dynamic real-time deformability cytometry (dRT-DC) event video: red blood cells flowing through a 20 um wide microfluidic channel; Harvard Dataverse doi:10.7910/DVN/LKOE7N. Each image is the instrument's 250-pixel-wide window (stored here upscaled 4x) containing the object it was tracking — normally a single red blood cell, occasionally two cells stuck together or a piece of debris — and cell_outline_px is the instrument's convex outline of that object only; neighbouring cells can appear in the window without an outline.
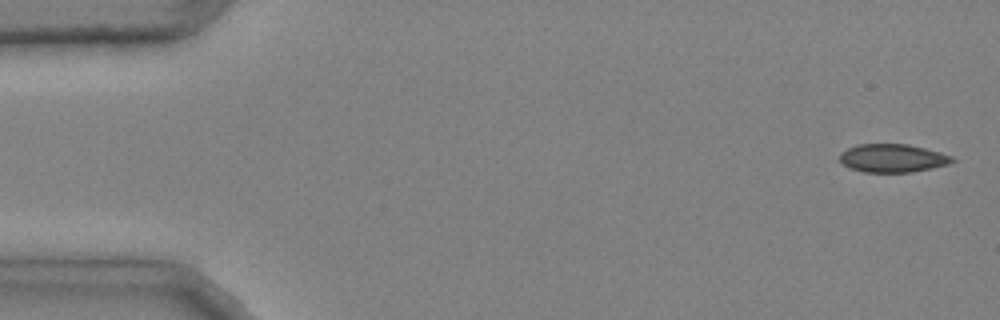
{"species": "common noctule bat (a hibernating species)", "species_latin": "Nyctalus noctula", "temperature_condition": "cold", "stored_images_in_passage": 46, "camera_frame_rate_fps": 3000, "um_per_image_px": 0.085, "animal": {"sex": "male", "body_mass_g": 20.4}, "frame": {"image": 1, "passage_image": 2, "time_ms": 0.333, "image_size_px": [1000, 320], "cell_outline_px": [[956, 160], [948, 164], [932, 168], [912, 172], [864, 172], [848, 168], [840, 164], [840, 152], [856, 144], [908, 144], [940, 152], [952, 156]], "centroid_in_image_um": [75.83, 13.44], "position_along_channel_um": 9.2, "area_um2": 18.67}}
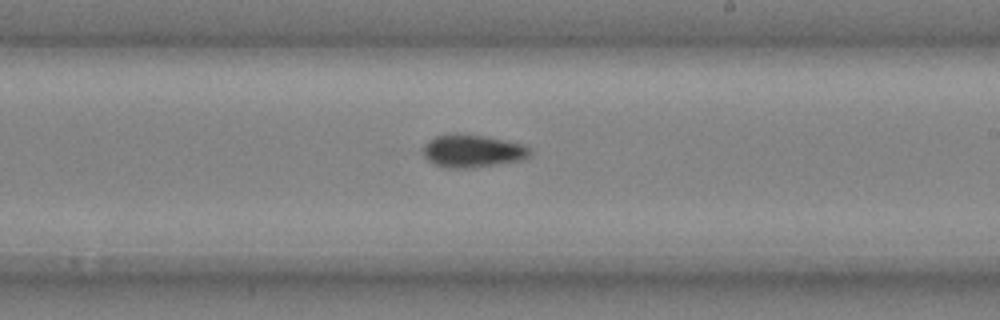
{"frame": {"image": 2, "passage_image": 29, "time_ms": 9.333, "image_size_px": [1000, 320], "cell_outline_px": [[532, 156], [524, 160], [476, 168], [444, 168], [432, 164], [424, 156], [424, 144], [428, 140], [436, 136], [452, 132], [456, 132], [484, 136], [504, 140], [520, 144], [528, 148], [532, 152]], "centroid_in_image_um": [40.15, 12.84], "position_along_channel_um": 248.9, "area_um2": 20.87}}
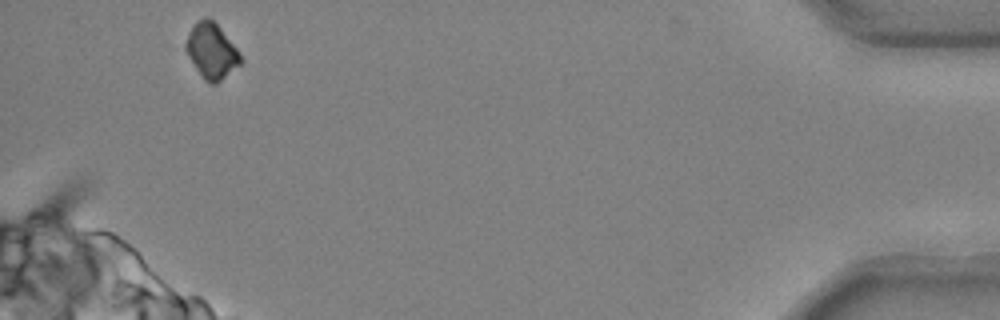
{"frame": {"image": 3, "passage_image": 46, "time_ms": 15.0, "image_size_px": [1000, 320], "cell_outline_px": [[244, 60], [240, 64], [216, 84], [212, 84], [204, 80], [188, 56], [184, 48], [184, 44], [192, 24], [196, 20], [204, 16], [208, 16], [220, 28], [240, 52]], "centroid_in_image_um": [17.97, 4.3], "position_along_channel_um": 417.2, "area_um2": 17.74}}